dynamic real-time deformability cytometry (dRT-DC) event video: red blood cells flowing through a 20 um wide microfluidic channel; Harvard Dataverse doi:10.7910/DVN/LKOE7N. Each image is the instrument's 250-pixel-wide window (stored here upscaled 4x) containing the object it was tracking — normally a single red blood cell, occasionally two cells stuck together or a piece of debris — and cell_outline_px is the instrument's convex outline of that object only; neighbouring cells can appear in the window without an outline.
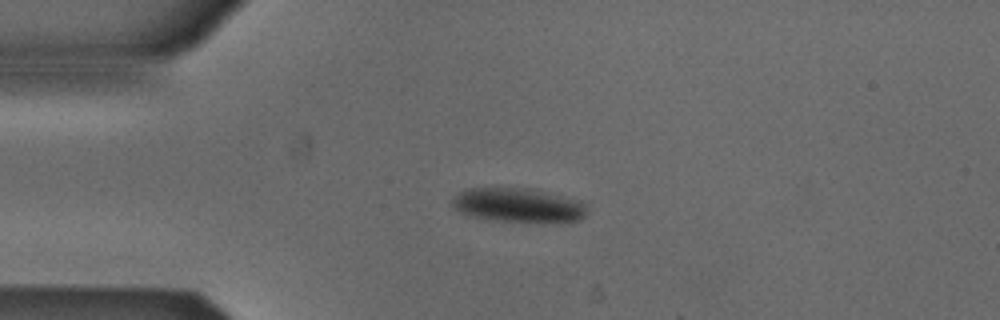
{"species": "Egyptian fruit bat (a non-hibernating species)", "species_latin": "Rousettus aegyptiacus", "temperature_condition": "cold", "stored_images_in_passage": 4, "segment_of_instrument_passage": [1, 2], "camera_frame_rate_fps": 3000, "um_per_image_px": 0.085, "animal": {"sex": "male"}, "frame": {"image": 1, "passage_image": 2, "time_ms": 0.333, "image_size_px": [1000, 320], "cell_outline_px": [[584, 216], [580, 220], [496, 220], [468, 216], [460, 212], [452, 204], [452, 200], [460, 192], [468, 188], [512, 188], [532, 192], [568, 200], [584, 204]], "centroid_in_image_um": [43.82, 17.45], "position_along_channel_um": 41.2, "area_um2": 24.45}}